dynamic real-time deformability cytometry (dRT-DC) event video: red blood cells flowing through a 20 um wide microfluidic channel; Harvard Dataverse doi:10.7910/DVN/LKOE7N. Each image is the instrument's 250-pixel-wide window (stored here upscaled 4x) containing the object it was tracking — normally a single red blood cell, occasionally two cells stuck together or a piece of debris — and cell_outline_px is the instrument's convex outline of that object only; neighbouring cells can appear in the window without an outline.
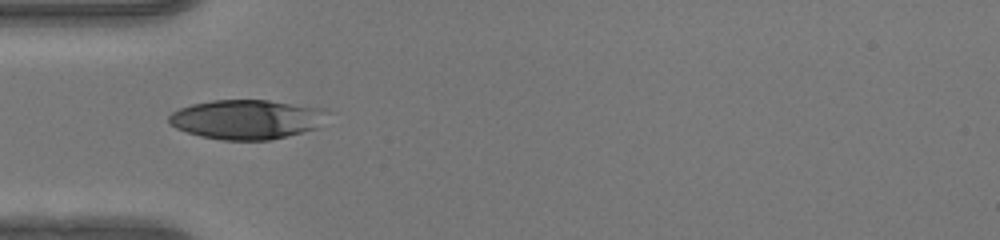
{"species": "human", "species_latin": "Homo sapiens", "temperature_condition": "warm", "stored_images_in_passage": 35, "camera_frame_rate_fps": 3000, "um_per_image_px": 0.085, "donor": {"sex": "female"}, "frame": {"image": 1, "passage_image": 1, "time_ms": 0.0, "image_size_px": [1000, 240], "cell_outline_px": [[328, 112], [316, 128], [268, 140], [224, 140], [200, 136], [176, 128], [168, 124], [168, 116], [172, 112], [180, 108], [192, 104], [212, 100], [268, 100], [324, 108]], "centroid_in_image_um": [20.91, 10.13], "position_along_channel_um": 64.1, "area_um2": 36.18}}
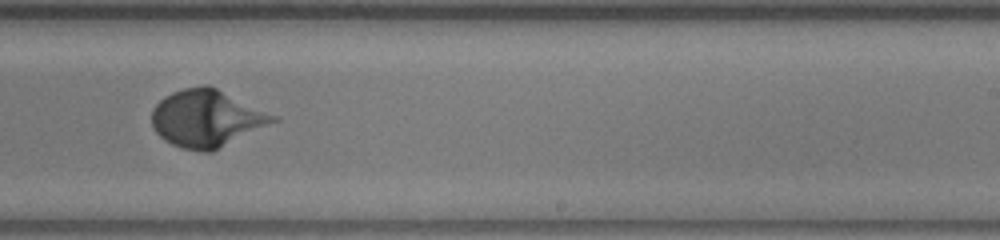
{"frame": {"image": 2, "passage_image": 16, "time_ms": 5.0, "image_size_px": [1000, 240], "cell_outline_px": [[280, 120], [212, 152], [200, 152], [180, 148], [164, 140], [152, 128], [152, 108], [164, 96], [172, 92], [184, 88], [204, 84], [208, 84], [280, 116]], "centroid_in_image_um": [17.59, 10.06], "position_along_channel_um": 271.4, "area_um2": 40.98}}
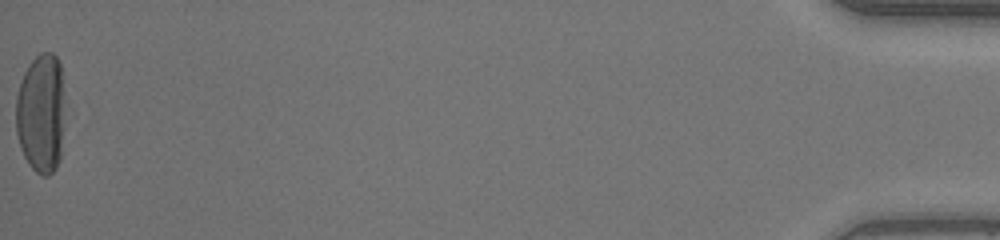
{"frame": {"image": 3, "passage_image": 35, "time_ms": 11.333, "image_size_px": [1000, 240], "cell_outline_px": [[64, 92], [60, 160], [56, 168], [48, 176], [40, 176], [28, 164], [20, 148], [16, 132], [16, 96], [24, 72], [32, 60], [40, 52], [52, 52], [56, 56], [60, 64]], "centroid_in_image_um": [3.48, 9.64], "position_along_channel_um": 431.7, "area_um2": 34.33}, "authors_computed_cell_mechanics": {"area_um2": 36.0094, "velocity_mm_per_s": 4.1703, "shape_relaxation_time_tau1_ms": 3.4361, "shape_relaxation_time_tau2_ms": null, "deformation_change_tau1": 0.2173, "deformation_change_tau2": null}}